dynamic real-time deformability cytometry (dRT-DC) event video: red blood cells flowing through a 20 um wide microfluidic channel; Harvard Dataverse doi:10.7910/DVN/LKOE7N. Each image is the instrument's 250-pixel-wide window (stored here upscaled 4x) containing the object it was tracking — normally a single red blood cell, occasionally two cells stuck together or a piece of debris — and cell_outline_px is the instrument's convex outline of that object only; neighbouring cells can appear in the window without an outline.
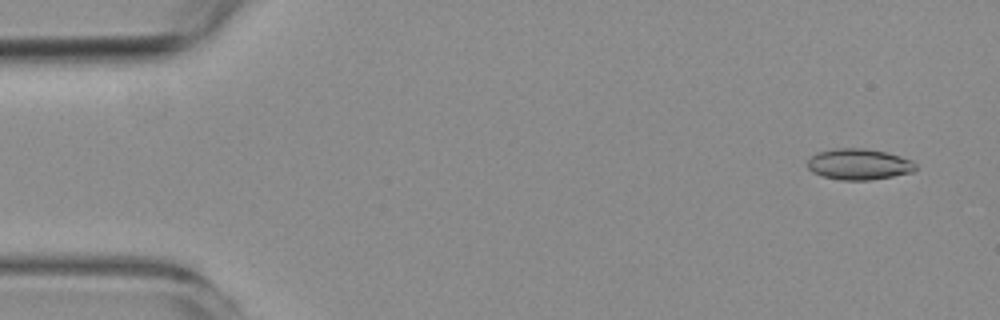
{"species": "common noctule bat (a hibernating species)", "species_latin": "Nyctalus noctula", "temperature_condition": "room temperature", "stored_images_in_passage": 54, "camera_frame_rate_fps": 3000, "um_per_image_px": 0.085, "animal": {"sex": "female", "body_mass_g": 19.3, "forearm_length_mm": 54.1}, "frame": {"image": 1, "passage_image": 3, "time_ms": 0.667, "image_size_px": [1000, 320], "cell_outline_px": [[916, 168], [912, 172], [892, 176], [868, 180], [840, 180], [820, 176], [812, 172], [808, 168], [808, 160], [816, 152], [836, 148], [864, 148], [884, 152], [900, 156], [912, 160], [916, 164]], "centroid_in_image_um": [72.98, 13.96], "position_along_channel_um": 12.0, "area_um2": 19.54}}
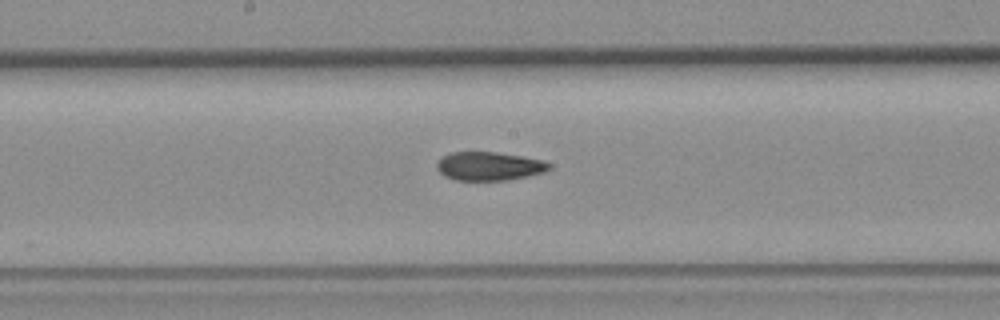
{"frame": {"image": 2, "passage_image": 28, "time_ms": 9.0, "image_size_px": [1000, 320], "cell_outline_px": [[552, 164], [544, 172], [508, 180], [456, 180], [444, 176], [436, 168], [436, 164], [444, 156], [452, 152], [496, 152], [544, 160]], "centroid_in_image_um": [41.57, 14.12], "position_along_channel_um": 206.6, "area_um2": 18.55}}
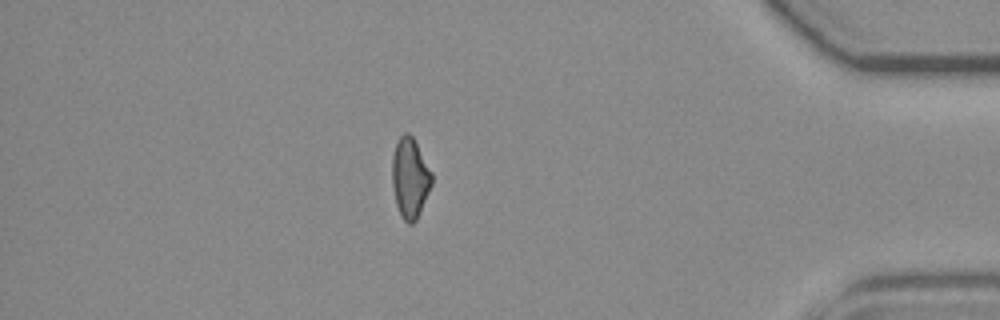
{"frame": {"image": 3, "passage_image": 47, "time_ms": 15.333, "image_size_px": [1000, 320], "cell_outline_px": [[432, 184], [416, 220], [412, 224], [408, 224], [400, 216], [396, 204], [392, 184], [392, 156], [396, 144], [400, 136], [404, 132], [408, 132], [412, 136], [432, 172]], "centroid_in_image_um": [34.84, 15.13], "position_along_channel_um": 400.4, "area_um2": 18.44}, "authors_computed_cell_mechanics": {"area_um2": 19.2763, "velocity_mm_per_s": 3.7518, "shape_relaxation_time_tau1_ms": 10.6541, "shape_relaxation_time_tau2_ms": 3.4878, "deformation_change_tau1": 0.2396, "deformation_change_tau2": 0.1016}}